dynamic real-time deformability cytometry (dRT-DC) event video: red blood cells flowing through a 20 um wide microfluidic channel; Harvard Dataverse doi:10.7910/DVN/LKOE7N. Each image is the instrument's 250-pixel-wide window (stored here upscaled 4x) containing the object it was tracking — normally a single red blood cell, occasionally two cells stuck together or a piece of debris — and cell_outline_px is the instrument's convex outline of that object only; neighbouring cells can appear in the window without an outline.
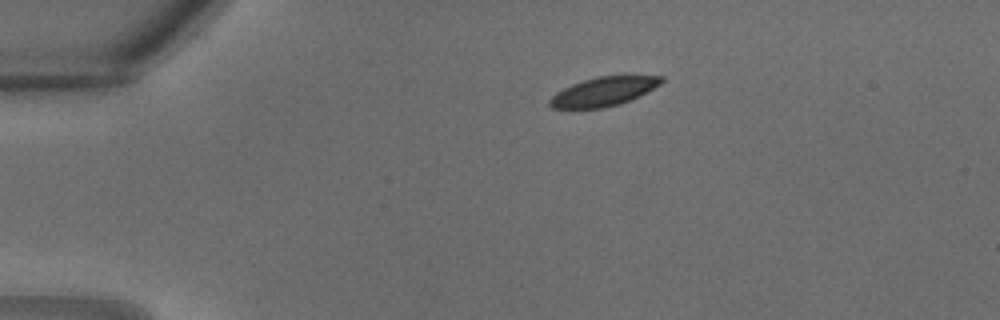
{"species": "common noctule bat (a hibernating species)", "species_latin": "Nyctalus noctula", "temperature_condition": "warm", "stored_images_in_passage": 27, "camera_frame_rate_fps": 3000, "um_per_image_px": 0.085, "animal": {"sex": "male", "body_mass_g": 18.8}, "frame": {"image": 1, "passage_image": 1, "time_ms": 0.0, "image_size_px": [1000, 320], "cell_outline_px": [[664, 80], [660, 84], [620, 104], [604, 108], [552, 108], [548, 104], [548, 100], [556, 92], [572, 84], [596, 76], [664, 76]], "centroid_in_image_um": [51.25, 7.78], "position_along_channel_um": 33.8, "area_um2": 18.5}}
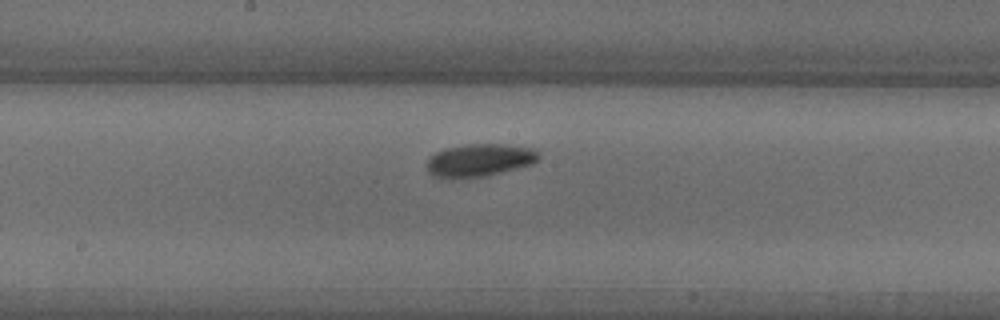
{"frame": {"image": 2, "passage_image": 12, "time_ms": 3.667, "image_size_px": [1000, 320], "cell_outline_px": [[540, 156], [532, 164], [484, 176], [452, 180], [432, 176], [428, 172], [428, 160], [436, 152], [444, 148], [468, 144], [504, 144], [532, 148]], "centroid_in_image_um": [40.7, 13.63], "position_along_channel_um": 207.5, "area_um2": 21.33}}
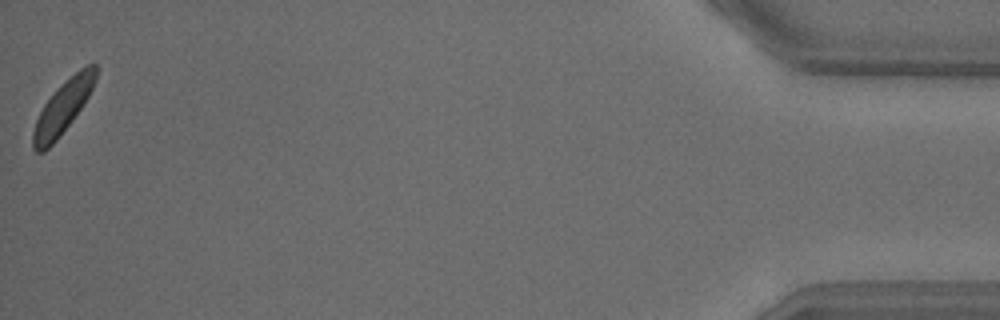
{"frame": {"image": 3, "passage_image": 27, "time_ms": 8.667, "image_size_px": [1000, 320], "cell_outline_px": [[96, 80], [88, 96], [72, 120], [56, 140], [44, 152], [36, 152], [32, 148], [32, 132], [36, 120], [44, 104], [80, 68], [88, 64], [96, 64]], "centroid_in_image_um": [5.32, 9.18], "position_along_channel_um": 429.9, "area_um2": 18.38}}